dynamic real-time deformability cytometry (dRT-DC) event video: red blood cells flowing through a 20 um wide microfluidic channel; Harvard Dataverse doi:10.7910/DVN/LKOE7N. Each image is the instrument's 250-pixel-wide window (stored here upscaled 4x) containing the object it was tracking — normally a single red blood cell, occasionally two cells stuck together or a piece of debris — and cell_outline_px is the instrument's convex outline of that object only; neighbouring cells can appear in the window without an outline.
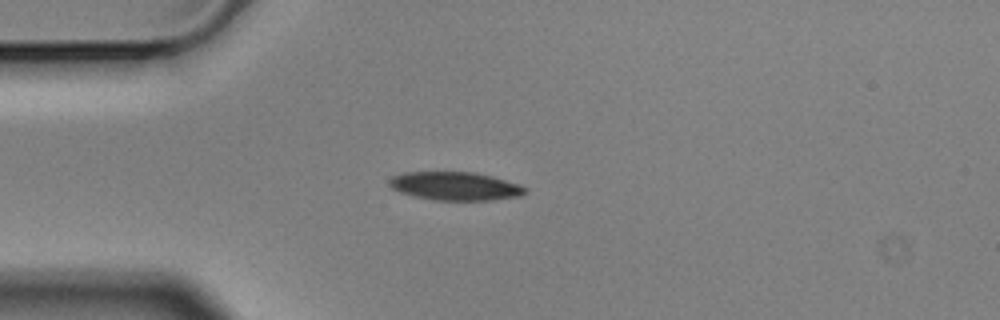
{"species": "Egyptian fruit bat (a non-hibernating species)", "species_latin": "Rousettus aegyptiacus", "temperature_condition": "cold", "stored_images_in_passage": 3, "camera_frame_rate_fps": 3000, "um_per_image_px": 0.085, "animal": {"sex": "male"}, "frame": {"image": 1, "passage_image": 3, "time_ms": 0.667, "image_size_px": [1000, 320], "cell_outline_px": [[528, 192], [520, 196], [492, 200], [432, 200], [412, 196], [400, 192], [392, 188], [388, 184], [388, 180], [392, 176], [404, 172], [476, 172], [492, 176], [520, 184], [528, 188]], "centroid_in_image_um": [38.7, 15.82], "position_along_channel_um": 46.3, "area_um2": 22.77}}